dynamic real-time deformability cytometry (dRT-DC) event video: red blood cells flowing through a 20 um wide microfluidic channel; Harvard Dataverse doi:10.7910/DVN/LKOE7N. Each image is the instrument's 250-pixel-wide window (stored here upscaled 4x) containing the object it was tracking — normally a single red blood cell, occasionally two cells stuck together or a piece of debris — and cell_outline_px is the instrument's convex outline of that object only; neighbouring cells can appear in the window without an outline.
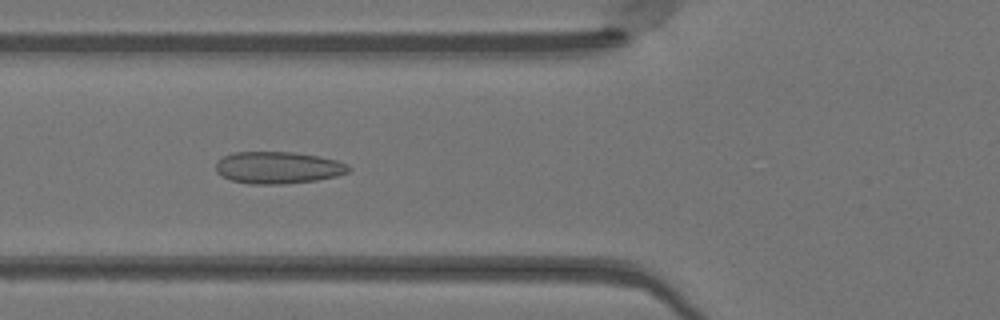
{"species": "Egyptian fruit bat (a non-hibernating species)", "species_latin": "Rousettus aegyptiacus", "temperature_condition": "warm", "stored_images_in_passage": 32, "camera_frame_rate_fps": 3000, "um_per_image_px": 0.085, "animal": {"sex": "female"}, "frame": {"image": 1, "passage_image": 18, "time_ms": 5.667, "image_size_px": [1000, 320], "cell_outline_px": [[352, 168], [348, 172], [336, 176], [316, 180], [284, 184], [252, 184], [232, 180], [216, 172], [216, 164], [224, 156], [232, 152], [292, 152], [320, 156], [336, 160], [348, 164]], "centroid_in_image_um": [23.67, 14.24], "position_along_channel_um": 102.1, "area_um2": 24.68}}
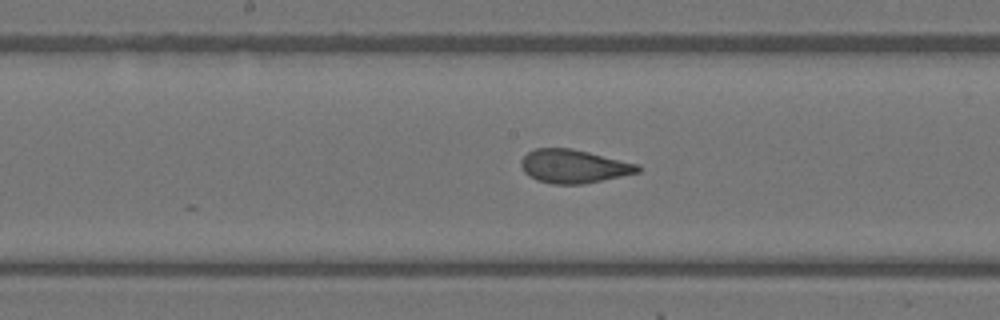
{"frame": {"image": 2, "passage_image": 25, "time_ms": 8.0, "image_size_px": [1000, 320], "cell_outline_px": [[640, 172], [584, 184], [552, 184], [536, 180], [528, 176], [524, 172], [520, 164], [520, 160], [528, 152], [536, 148], [572, 148], [640, 164]], "centroid_in_image_um": [48.76, 14.13], "position_along_channel_um": 199.4, "area_um2": 22.95}}
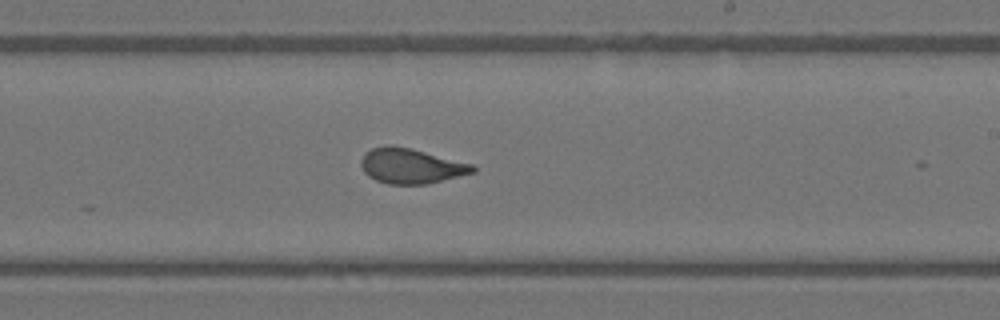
{"frame": {"image": 3, "passage_image": 29, "time_ms": 9.333, "image_size_px": [1000, 320], "cell_outline_px": [[476, 172], [428, 184], [388, 184], [376, 180], [368, 176], [364, 172], [360, 164], [360, 160], [364, 152], [372, 148], [388, 144], [392, 144], [412, 148], [472, 164], [476, 168]], "centroid_in_image_um": [34.91, 14.09], "position_along_channel_um": 254.1, "area_um2": 23.12}}